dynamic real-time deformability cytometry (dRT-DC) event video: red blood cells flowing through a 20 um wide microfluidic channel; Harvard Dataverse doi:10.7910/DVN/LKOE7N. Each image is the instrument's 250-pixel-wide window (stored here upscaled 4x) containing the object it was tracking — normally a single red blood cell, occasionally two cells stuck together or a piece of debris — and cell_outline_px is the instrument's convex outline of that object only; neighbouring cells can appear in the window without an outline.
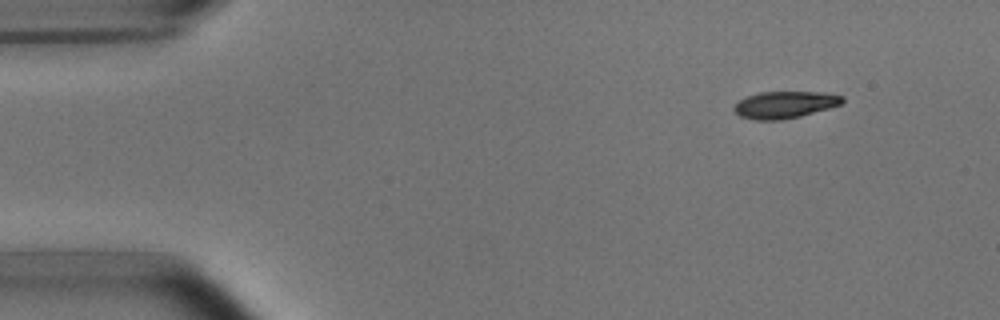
{"species": "common noctule bat (a hibernating species)", "species_latin": "Nyctalus noctula", "temperature_condition": "room temperature", "stored_images_in_passage": 4, "camera_frame_rate_fps": 3000, "um_per_image_px": 0.085, "animal": {"sex": "male", "body_mass_g": 15.6}, "frame": {"image": 1, "passage_image": 1, "time_ms": 0.0, "image_size_px": [1000, 320], "cell_outline_px": [[844, 100], [840, 104], [828, 108], [800, 116], [780, 120], [756, 120], [740, 116], [732, 108], [740, 100], [748, 96], [760, 92], [828, 92], [844, 96]], "centroid_in_image_um": [66.72, 8.89], "position_along_channel_um": 18.3, "area_um2": 16.88}}
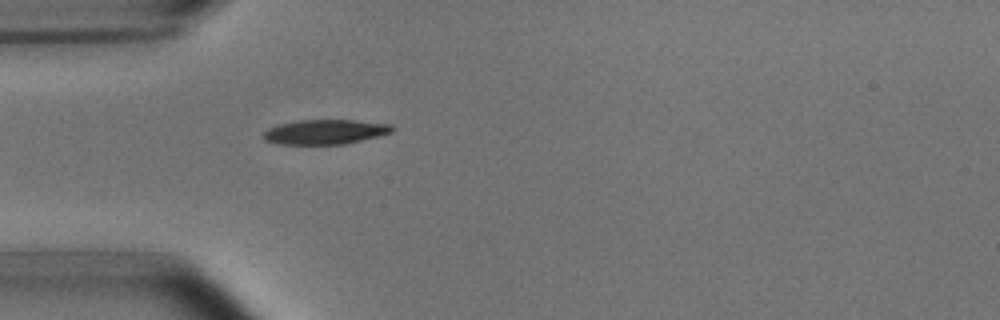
{"frame": {"image": 2, "passage_image": 4, "time_ms": 3.333, "image_size_px": [1000, 320], "cell_outline_px": [[396, 128], [392, 132], [380, 136], [344, 144], [276, 144], [264, 140], [264, 132], [268, 128], [280, 124], [296, 120], [352, 120], [392, 124]], "centroid_in_image_um": [27.66, 11.21], "position_along_channel_um": 57.3, "area_um2": 18.61}}